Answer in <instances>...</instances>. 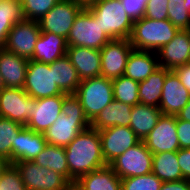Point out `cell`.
Listing matches in <instances>:
<instances>
[{"label":"cell","mask_w":190,"mask_h":190,"mask_svg":"<svg viewBox=\"0 0 190 190\" xmlns=\"http://www.w3.org/2000/svg\"><path fill=\"white\" fill-rule=\"evenodd\" d=\"M69 182L74 185L82 175L106 166L102 155L99 131L89 127L80 132L76 138L65 147Z\"/></svg>","instance_id":"1"},{"label":"cell","mask_w":190,"mask_h":190,"mask_svg":"<svg viewBox=\"0 0 190 190\" xmlns=\"http://www.w3.org/2000/svg\"><path fill=\"white\" fill-rule=\"evenodd\" d=\"M90 127L79 99L67 94L62 103V113L44 133L48 144L66 147L83 130Z\"/></svg>","instance_id":"2"},{"label":"cell","mask_w":190,"mask_h":190,"mask_svg":"<svg viewBox=\"0 0 190 190\" xmlns=\"http://www.w3.org/2000/svg\"><path fill=\"white\" fill-rule=\"evenodd\" d=\"M179 31L168 19L154 20L142 17L133 21L129 38L133 49L157 52L168 44Z\"/></svg>","instance_id":"3"},{"label":"cell","mask_w":190,"mask_h":190,"mask_svg":"<svg viewBox=\"0 0 190 190\" xmlns=\"http://www.w3.org/2000/svg\"><path fill=\"white\" fill-rule=\"evenodd\" d=\"M86 8L99 21L103 33L111 40L130 38L133 21L128 17L121 0H99Z\"/></svg>","instance_id":"4"},{"label":"cell","mask_w":190,"mask_h":190,"mask_svg":"<svg viewBox=\"0 0 190 190\" xmlns=\"http://www.w3.org/2000/svg\"><path fill=\"white\" fill-rule=\"evenodd\" d=\"M74 95L91 122L114 100L112 80L102 76L83 79Z\"/></svg>","instance_id":"5"},{"label":"cell","mask_w":190,"mask_h":190,"mask_svg":"<svg viewBox=\"0 0 190 190\" xmlns=\"http://www.w3.org/2000/svg\"><path fill=\"white\" fill-rule=\"evenodd\" d=\"M110 40L103 33L99 21L84 7L76 16L66 42L67 46H81L100 50Z\"/></svg>","instance_id":"6"},{"label":"cell","mask_w":190,"mask_h":190,"mask_svg":"<svg viewBox=\"0 0 190 190\" xmlns=\"http://www.w3.org/2000/svg\"><path fill=\"white\" fill-rule=\"evenodd\" d=\"M19 170L27 190H71L72 184L56 171L39 166L33 161H18Z\"/></svg>","instance_id":"7"},{"label":"cell","mask_w":190,"mask_h":190,"mask_svg":"<svg viewBox=\"0 0 190 190\" xmlns=\"http://www.w3.org/2000/svg\"><path fill=\"white\" fill-rule=\"evenodd\" d=\"M153 154L143 141L127 149L114 159L109 166L120 179L142 176L152 172Z\"/></svg>","instance_id":"8"},{"label":"cell","mask_w":190,"mask_h":190,"mask_svg":"<svg viewBox=\"0 0 190 190\" xmlns=\"http://www.w3.org/2000/svg\"><path fill=\"white\" fill-rule=\"evenodd\" d=\"M83 8L77 0H60L38 21L40 31L67 39L76 16Z\"/></svg>","instance_id":"9"},{"label":"cell","mask_w":190,"mask_h":190,"mask_svg":"<svg viewBox=\"0 0 190 190\" xmlns=\"http://www.w3.org/2000/svg\"><path fill=\"white\" fill-rule=\"evenodd\" d=\"M23 89L35 99L64 94L54 82L50 64L34 60L28 62Z\"/></svg>","instance_id":"10"},{"label":"cell","mask_w":190,"mask_h":190,"mask_svg":"<svg viewBox=\"0 0 190 190\" xmlns=\"http://www.w3.org/2000/svg\"><path fill=\"white\" fill-rule=\"evenodd\" d=\"M40 33L38 21L21 20L9 31L3 48L30 60Z\"/></svg>","instance_id":"11"},{"label":"cell","mask_w":190,"mask_h":190,"mask_svg":"<svg viewBox=\"0 0 190 190\" xmlns=\"http://www.w3.org/2000/svg\"><path fill=\"white\" fill-rule=\"evenodd\" d=\"M32 107H35V98L29 96L24 89L5 87L0 92L1 117L26 126L32 115Z\"/></svg>","instance_id":"12"},{"label":"cell","mask_w":190,"mask_h":190,"mask_svg":"<svg viewBox=\"0 0 190 190\" xmlns=\"http://www.w3.org/2000/svg\"><path fill=\"white\" fill-rule=\"evenodd\" d=\"M133 47L129 39H113L100 49L101 76L113 80L124 75Z\"/></svg>","instance_id":"13"},{"label":"cell","mask_w":190,"mask_h":190,"mask_svg":"<svg viewBox=\"0 0 190 190\" xmlns=\"http://www.w3.org/2000/svg\"><path fill=\"white\" fill-rule=\"evenodd\" d=\"M143 142L152 154L178 151L180 146L176 128V115L162 114Z\"/></svg>","instance_id":"14"},{"label":"cell","mask_w":190,"mask_h":190,"mask_svg":"<svg viewBox=\"0 0 190 190\" xmlns=\"http://www.w3.org/2000/svg\"><path fill=\"white\" fill-rule=\"evenodd\" d=\"M102 155L107 165L136 145L140 139L127 126H113L99 131Z\"/></svg>","instance_id":"15"},{"label":"cell","mask_w":190,"mask_h":190,"mask_svg":"<svg viewBox=\"0 0 190 190\" xmlns=\"http://www.w3.org/2000/svg\"><path fill=\"white\" fill-rule=\"evenodd\" d=\"M67 93L35 99V107H32V115L28 119L26 127L38 132L46 130L58 119L62 113V103Z\"/></svg>","instance_id":"16"},{"label":"cell","mask_w":190,"mask_h":190,"mask_svg":"<svg viewBox=\"0 0 190 190\" xmlns=\"http://www.w3.org/2000/svg\"><path fill=\"white\" fill-rule=\"evenodd\" d=\"M189 100V91L181 84L177 74L170 70L165 77L158 108L164 115H177Z\"/></svg>","instance_id":"17"},{"label":"cell","mask_w":190,"mask_h":190,"mask_svg":"<svg viewBox=\"0 0 190 190\" xmlns=\"http://www.w3.org/2000/svg\"><path fill=\"white\" fill-rule=\"evenodd\" d=\"M159 66L174 70L190 63V40L187 30H179L175 37L157 52Z\"/></svg>","instance_id":"18"},{"label":"cell","mask_w":190,"mask_h":190,"mask_svg":"<svg viewBox=\"0 0 190 190\" xmlns=\"http://www.w3.org/2000/svg\"><path fill=\"white\" fill-rule=\"evenodd\" d=\"M46 145L44 133L35 132L25 126L16 137L15 145H12L11 164L33 161Z\"/></svg>","instance_id":"19"},{"label":"cell","mask_w":190,"mask_h":190,"mask_svg":"<svg viewBox=\"0 0 190 190\" xmlns=\"http://www.w3.org/2000/svg\"><path fill=\"white\" fill-rule=\"evenodd\" d=\"M66 55L70 58L81 80L101 76L100 50L68 46Z\"/></svg>","instance_id":"20"},{"label":"cell","mask_w":190,"mask_h":190,"mask_svg":"<svg viewBox=\"0 0 190 190\" xmlns=\"http://www.w3.org/2000/svg\"><path fill=\"white\" fill-rule=\"evenodd\" d=\"M29 60L0 48V74L5 87L23 89Z\"/></svg>","instance_id":"21"},{"label":"cell","mask_w":190,"mask_h":190,"mask_svg":"<svg viewBox=\"0 0 190 190\" xmlns=\"http://www.w3.org/2000/svg\"><path fill=\"white\" fill-rule=\"evenodd\" d=\"M159 67L156 52L133 49L127 60L124 76L136 82L146 80Z\"/></svg>","instance_id":"22"},{"label":"cell","mask_w":190,"mask_h":190,"mask_svg":"<svg viewBox=\"0 0 190 190\" xmlns=\"http://www.w3.org/2000/svg\"><path fill=\"white\" fill-rule=\"evenodd\" d=\"M67 42L62 36L51 32H41L30 60L42 63H52L67 53Z\"/></svg>","instance_id":"23"},{"label":"cell","mask_w":190,"mask_h":190,"mask_svg":"<svg viewBox=\"0 0 190 190\" xmlns=\"http://www.w3.org/2000/svg\"><path fill=\"white\" fill-rule=\"evenodd\" d=\"M73 186L77 190H121V179L106 165L80 176Z\"/></svg>","instance_id":"24"},{"label":"cell","mask_w":190,"mask_h":190,"mask_svg":"<svg viewBox=\"0 0 190 190\" xmlns=\"http://www.w3.org/2000/svg\"><path fill=\"white\" fill-rule=\"evenodd\" d=\"M132 107L114 99L90 122V127L98 131L113 126L129 127Z\"/></svg>","instance_id":"25"},{"label":"cell","mask_w":190,"mask_h":190,"mask_svg":"<svg viewBox=\"0 0 190 190\" xmlns=\"http://www.w3.org/2000/svg\"><path fill=\"white\" fill-rule=\"evenodd\" d=\"M162 112L158 107L136 104L132 107L130 129L143 141L157 124Z\"/></svg>","instance_id":"26"},{"label":"cell","mask_w":190,"mask_h":190,"mask_svg":"<svg viewBox=\"0 0 190 190\" xmlns=\"http://www.w3.org/2000/svg\"><path fill=\"white\" fill-rule=\"evenodd\" d=\"M50 70H53L54 82L64 93L74 94L76 92L81 79L67 55L50 63Z\"/></svg>","instance_id":"27"},{"label":"cell","mask_w":190,"mask_h":190,"mask_svg":"<svg viewBox=\"0 0 190 190\" xmlns=\"http://www.w3.org/2000/svg\"><path fill=\"white\" fill-rule=\"evenodd\" d=\"M169 71L159 66L146 80L139 82L138 96L141 104L159 107L165 77Z\"/></svg>","instance_id":"28"},{"label":"cell","mask_w":190,"mask_h":190,"mask_svg":"<svg viewBox=\"0 0 190 190\" xmlns=\"http://www.w3.org/2000/svg\"><path fill=\"white\" fill-rule=\"evenodd\" d=\"M152 173L162 182L179 181L183 179L177 159V151L153 154Z\"/></svg>","instance_id":"29"},{"label":"cell","mask_w":190,"mask_h":190,"mask_svg":"<svg viewBox=\"0 0 190 190\" xmlns=\"http://www.w3.org/2000/svg\"><path fill=\"white\" fill-rule=\"evenodd\" d=\"M39 166L56 171L69 181V168L65 154V147L48 144L33 160Z\"/></svg>","instance_id":"30"},{"label":"cell","mask_w":190,"mask_h":190,"mask_svg":"<svg viewBox=\"0 0 190 190\" xmlns=\"http://www.w3.org/2000/svg\"><path fill=\"white\" fill-rule=\"evenodd\" d=\"M24 19L26 18L21 0L0 2V48L4 47L7 35L13 25Z\"/></svg>","instance_id":"31"},{"label":"cell","mask_w":190,"mask_h":190,"mask_svg":"<svg viewBox=\"0 0 190 190\" xmlns=\"http://www.w3.org/2000/svg\"><path fill=\"white\" fill-rule=\"evenodd\" d=\"M25 127L16 121L0 116V157L11 164L12 145L16 137Z\"/></svg>","instance_id":"32"},{"label":"cell","mask_w":190,"mask_h":190,"mask_svg":"<svg viewBox=\"0 0 190 190\" xmlns=\"http://www.w3.org/2000/svg\"><path fill=\"white\" fill-rule=\"evenodd\" d=\"M114 99L130 106L140 103L138 96L139 82L132 80L124 75L113 79Z\"/></svg>","instance_id":"33"},{"label":"cell","mask_w":190,"mask_h":190,"mask_svg":"<svg viewBox=\"0 0 190 190\" xmlns=\"http://www.w3.org/2000/svg\"><path fill=\"white\" fill-rule=\"evenodd\" d=\"M162 181L154 174L121 179V190H160Z\"/></svg>","instance_id":"34"},{"label":"cell","mask_w":190,"mask_h":190,"mask_svg":"<svg viewBox=\"0 0 190 190\" xmlns=\"http://www.w3.org/2000/svg\"><path fill=\"white\" fill-rule=\"evenodd\" d=\"M184 4L185 0H168V20L179 30L190 27V11Z\"/></svg>","instance_id":"35"},{"label":"cell","mask_w":190,"mask_h":190,"mask_svg":"<svg viewBox=\"0 0 190 190\" xmlns=\"http://www.w3.org/2000/svg\"><path fill=\"white\" fill-rule=\"evenodd\" d=\"M60 0H21L26 19L39 21Z\"/></svg>","instance_id":"36"},{"label":"cell","mask_w":190,"mask_h":190,"mask_svg":"<svg viewBox=\"0 0 190 190\" xmlns=\"http://www.w3.org/2000/svg\"><path fill=\"white\" fill-rule=\"evenodd\" d=\"M0 190H27L19 170L14 164H8L0 173Z\"/></svg>","instance_id":"37"},{"label":"cell","mask_w":190,"mask_h":190,"mask_svg":"<svg viewBox=\"0 0 190 190\" xmlns=\"http://www.w3.org/2000/svg\"><path fill=\"white\" fill-rule=\"evenodd\" d=\"M144 17L159 21L168 19V0H148Z\"/></svg>","instance_id":"38"},{"label":"cell","mask_w":190,"mask_h":190,"mask_svg":"<svg viewBox=\"0 0 190 190\" xmlns=\"http://www.w3.org/2000/svg\"><path fill=\"white\" fill-rule=\"evenodd\" d=\"M148 0H121L128 17L136 21L144 17Z\"/></svg>","instance_id":"39"},{"label":"cell","mask_w":190,"mask_h":190,"mask_svg":"<svg viewBox=\"0 0 190 190\" xmlns=\"http://www.w3.org/2000/svg\"><path fill=\"white\" fill-rule=\"evenodd\" d=\"M176 128L180 149H190V122L176 117Z\"/></svg>","instance_id":"40"},{"label":"cell","mask_w":190,"mask_h":190,"mask_svg":"<svg viewBox=\"0 0 190 190\" xmlns=\"http://www.w3.org/2000/svg\"><path fill=\"white\" fill-rule=\"evenodd\" d=\"M177 159L183 179L190 182V149H179Z\"/></svg>","instance_id":"41"},{"label":"cell","mask_w":190,"mask_h":190,"mask_svg":"<svg viewBox=\"0 0 190 190\" xmlns=\"http://www.w3.org/2000/svg\"><path fill=\"white\" fill-rule=\"evenodd\" d=\"M177 76L180 78L181 84L189 91L190 93V63L179 66L173 70Z\"/></svg>","instance_id":"42"},{"label":"cell","mask_w":190,"mask_h":190,"mask_svg":"<svg viewBox=\"0 0 190 190\" xmlns=\"http://www.w3.org/2000/svg\"><path fill=\"white\" fill-rule=\"evenodd\" d=\"M160 190H190V182L185 179L172 182H163Z\"/></svg>","instance_id":"43"},{"label":"cell","mask_w":190,"mask_h":190,"mask_svg":"<svg viewBox=\"0 0 190 190\" xmlns=\"http://www.w3.org/2000/svg\"><path fill=\"white\" fill-rule=\"evenodd\" d=\"M176 117L190 122V100L188 104L176 115Z\"/></svg>","instance_id":"44"},{"label":"cell","mask_w":190,"mask_h":190,"mask_svg":"<svg viewBox=\"0 0 190 190\" xmlns=\"http://www.w3.org/2000/svg\"><path fill=\"white\" fill-rule=\"evenodd\" d=\"M83 7H88L89 5L97 2L99 0H77Z\"/></svg>","instance_id":"45"},{"label":"cell","mask_w":190,"mask_h":190,"mask_svg":"<svg viewBox=\"0 0 190 190\" xmlns=\"http://www.w3.org/2000/svg\"><path fill=\"white\" fill-rule=\"evenodd\" d=\"M7 165V162L0 157V173L2 171V169Z\"/></svg>","instance_id":"46"},{"label":"cell","mask_w":190,"mask_h":190,"mask_svg":"<svg viewBox=\"0 0 190 190\" xmlns=\"http://www.w3.org/2000/svg\"><path fill=\"white\" fill-rule=\"evenodd\" d=\"M184 6H185V9L190 11V0H185Z\"/></svg>","instance_id":"47"},{"label":"cell","mask_w":190,"mask_h":190,"mask_svg":"<svg viewBox=\"0 0 190 190\" xmlns=\"http://www.w3.org/2000/svg\"><path fill=\"white\" fill-rule=\"evenodd\" d=\"M5 88V85L3 83V80H2V77H1V74H0V92Z\"/></svg>","instance_id":"48"},{"label":"cell","mask_w":190,"mask_h":190,"mask_svg":"<svg viewBox=\"0 0 190 190\" xmlns=\"http://www.w3.org/2000/svg\"><path fill=\"white\" fill-rule=\"evenodd\" d=\"M187 33H188L189 40H190V27L187 29Z\"/></svg>","instance_id":"49"}]
</instances>
